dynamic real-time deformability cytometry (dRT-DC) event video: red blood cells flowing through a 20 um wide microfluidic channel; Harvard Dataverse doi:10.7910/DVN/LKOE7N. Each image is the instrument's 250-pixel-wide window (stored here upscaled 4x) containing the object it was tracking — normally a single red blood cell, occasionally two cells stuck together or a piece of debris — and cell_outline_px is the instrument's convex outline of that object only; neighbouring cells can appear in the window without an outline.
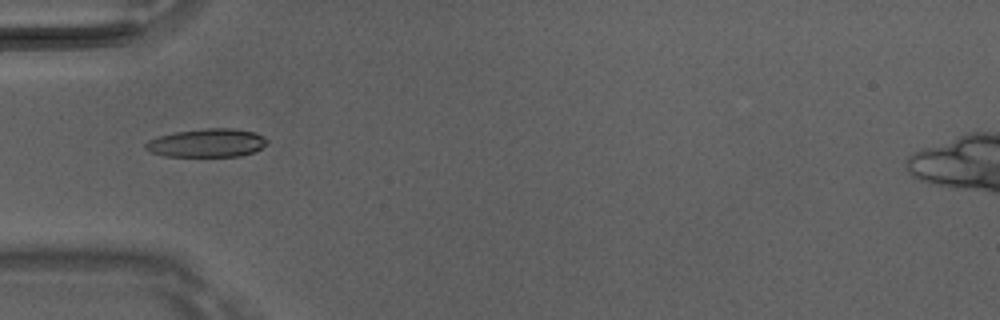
{"species": "Egyptian fruit bat (a non-hibernating species)", "species_latin": "Rousettus aegyptiacus", "temperature_condition": "room temperature", "stored_images_in_passage": 1, "camera_frame_rate_fps": 3000, "um_per_image_px": 0.085, "animal": {"sex": "male"}, "frame": {"image": 1, "passage_image": 1, "time_ms": 0.0, "image_size_px": [1000, 320], "cell_outline_px": [[268, 144], [252, 152], [240, 156], [164, 156], [148, 152], [144, 148], [144, 144], [148, 140], [160, 136], [176, 132], [204, 128], [232, 128], [252, 132], [264, 136], [268, 140]], "centroid_in_image_um": [17.57, 12.15], "position_along_channel_um": 67.4, "area_um2": 20.11}}